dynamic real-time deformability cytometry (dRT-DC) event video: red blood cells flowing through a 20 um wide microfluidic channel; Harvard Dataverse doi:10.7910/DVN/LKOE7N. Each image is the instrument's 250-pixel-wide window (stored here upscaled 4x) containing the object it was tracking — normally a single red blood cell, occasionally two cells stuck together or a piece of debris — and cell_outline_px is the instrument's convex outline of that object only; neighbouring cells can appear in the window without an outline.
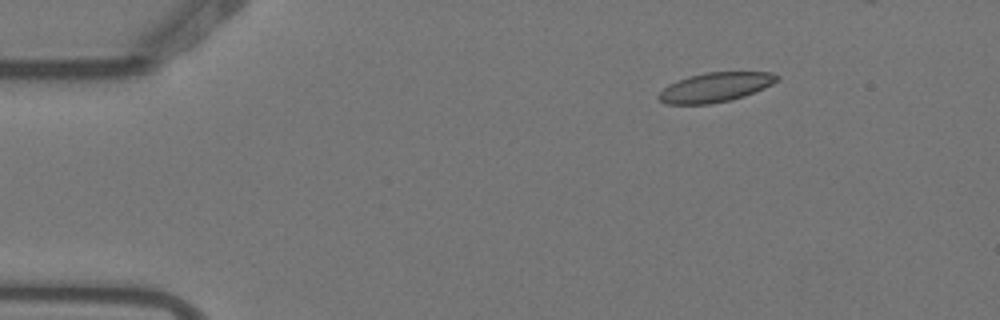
{"species": "Egyptian fruit bat (a non-hibernating species)", "species_latin": "Rousettus aegyptiacus", "temperature_condition": "warm", "stored_images_in_passage": 5, "camera_frame_rate_fps": 3000, "um_per_image_px": 0.085, "animal": {"sex": "female"}, "frame": {"image": 1, "passage_image": 3, "time_ms": 0.667, "image_size_px": [1000, 320], "cell_outline_px": [[780, 76], [772, 84], [764, 88], [744, 96], [732, 100], [708, 104], [668, 104], [660, 100], [656, 96], [668, 84], [688, 76], [704, 72], [772, 72]], "centroid_in_image_um": [60.79, 7.41], "position_along_channel_um": 24.2, "area_um2": 20.29}}